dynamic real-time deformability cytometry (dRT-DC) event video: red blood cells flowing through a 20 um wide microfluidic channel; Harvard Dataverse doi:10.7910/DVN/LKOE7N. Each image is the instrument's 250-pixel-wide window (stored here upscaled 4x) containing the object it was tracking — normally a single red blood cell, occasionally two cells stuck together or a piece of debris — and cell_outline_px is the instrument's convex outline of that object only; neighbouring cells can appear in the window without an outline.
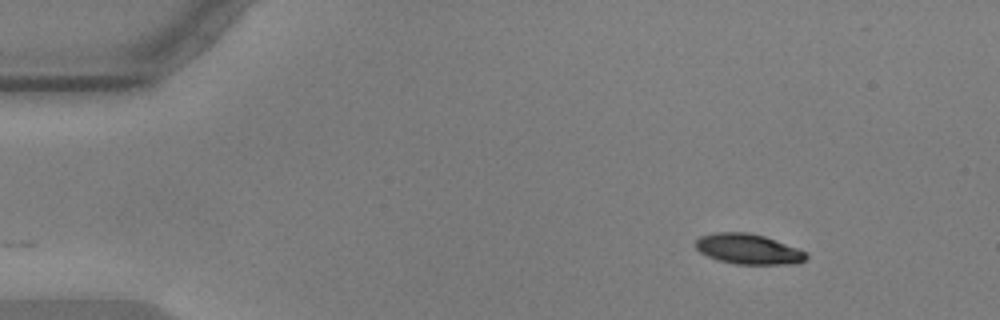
{"species": "common noctule bat (a hibernating species)", "species_latin": "Nyctalus noctula", "temperature_condition": "warm", "stored_images_in_passage": 50, "camera_frame_rate_fps": 3000, "um_per_image_px": 0.085, "animal": {"sex": "male", "body_mass_g": 17.9, "forearm_length_mm": 54.2}, "frame": {"image": 1, "passage_image": 1, "time_ms": 0.0, "image_size_px": [1000, 320], "cell_outline_px": [[808, 256], [800, 264], [736, 264], [720, 260], [708, 256], [700, 252], [696, 248], [696, 240], [700, 236], [716, 232], [748, 232], [764, 236], [808, 252]], "centroid_in_image_um": [63.63, 21.17], "position_along_channel_um": 21.4, "area_um2": 19.48}}
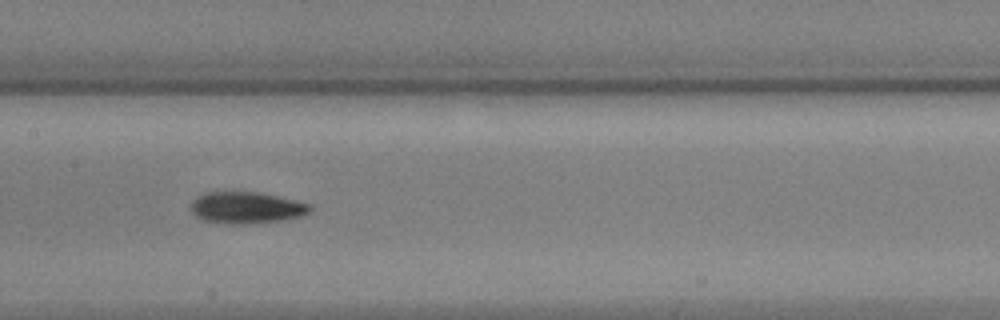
{"frame": {"image": 2, "passage_image": 22, "time_ms": 7.0, "image_size_px": [1000, 320], "cell_outline_px": [[312, 212], [300, 216], [284, 220], [248, 224], [228, 224], [204, 220], [196, 216], [192, 212], [192, 200], [196, 196], [204, 192], [260, 192], [312, 204]], "centroid_in_image_um": [20.97, 17.65], "position_along_channel_um": 186.4, "area_um2": 22.14}}
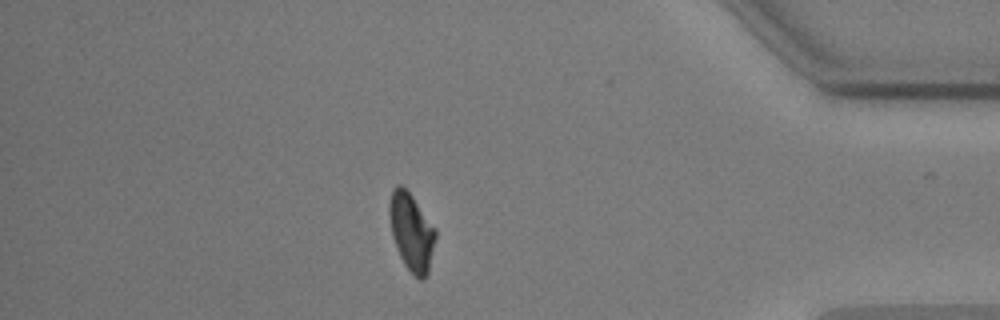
{"frame": {"image": 3, "passage_image": 43, "time_ms": 14.0, "image_size_px": [1000, 320], "cell_outline_px": [[436, 236], [428, 276], [424, 280], [420, 280], [404, 264], [396, 248], [392, 236], [388, 216], [388, 204], [392, 188], [396, 184], [400, 184], [412, 196], [436, 228]], "centroid_in_image_um": [34.96, 19.7], "position_along_channel_um": 400.2, "area_um2": 21.1}, "authors_computed_cell_mechanics": {"area_um2": 21.0681, "velocity_mm_per_s": 3.5666, "shape_relaxation_time_tau1_ms": 5.3733, "shape_relaxation_time_tau2_ms": 2.6641, "deformation_change_tau1": 0.1703, "deformation_change_tau2": 0.0705}}